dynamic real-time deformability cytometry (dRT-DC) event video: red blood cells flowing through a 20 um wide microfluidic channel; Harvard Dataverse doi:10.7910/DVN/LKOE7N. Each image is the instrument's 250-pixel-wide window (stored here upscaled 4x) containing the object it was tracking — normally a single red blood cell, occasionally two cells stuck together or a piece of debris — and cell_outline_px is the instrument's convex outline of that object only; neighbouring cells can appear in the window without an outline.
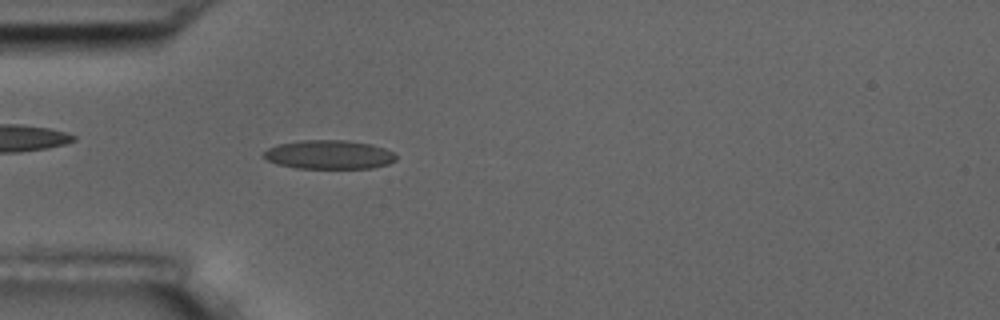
{"species": "common noctule bat (a hibernating species)", "species_latin": "Nyctalus noctula", "temperature_condition": "room temperature", "stored_images_in_passage": 55, "camera_frame_rate_fps": 3000, "um_per_image_px": 0.085, "animal": {"sex": "male", "body_mass_g": 17.5, "forearm_length_mm": 52.3}, "frame": {"image": 1, "passage_image": 16, "time_ms": 5.0, "image_size_px": [1000, 320], "cell_outline_px": [[396, 160], [388, 164], [372, 168], [296, 168], [276, 164], [268, 160], [264, 156], [264, 152], [268, 148], [276, 144], [300, 140], [348, 140], [372, 144], [384, 148], [392, 152], [396, 156]], "centroid_in_image_um": [27.96, 13.14], "position_along_channel_um": 57.0, "area_um2": 22.37}}
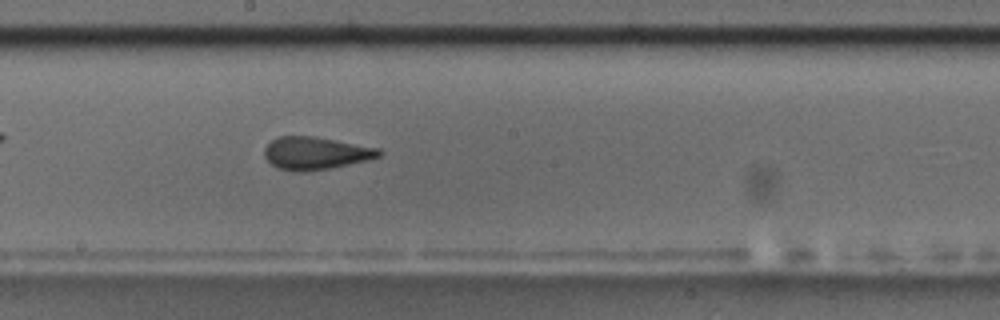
{"frame": {"image": 2, "passage_image": 30, "time_ms": 9.667, "image_size_px": [1000, 320], "cell_outline_px": [[384, 152], [380, 156], [368, 160], [332, 168], [308, 172], [296, 172], [276, 168], [264, 156], [264, 148], [276, 136], [312, 136], [380, 148]], "centroid_in_image_um": [26.83, 13.03], "position_along_channel_um": 221.4, "area_um2": 22.02}}
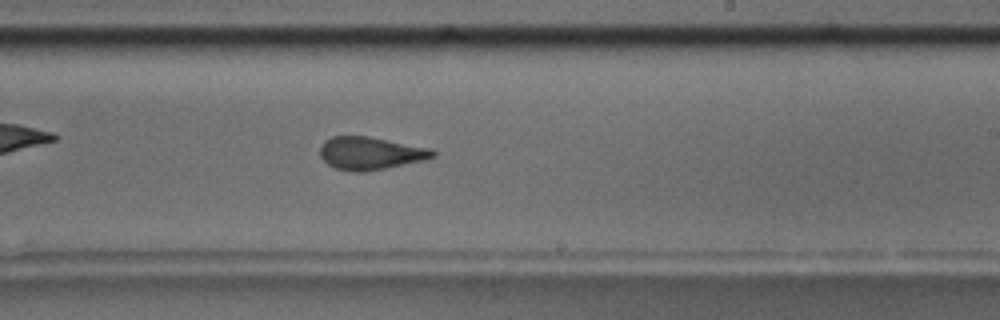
{"frame": {"image": 3, "passage_image": 33, "time_ms": 10.667, "image_size_px": [1000, 320], "cell_outline_px": [[436, 156], [424, 160], [364, 172], [352, 172], [336, 168], [328, 164], [320, 156], [320, 144], [324, 140], [332, 136], [368, 136], [432, 148], [436, 152]], "centroid_in_image_um": [31.48, 13.01], "position_along_channel_um": 257.5, "area_um2": 21.62}, "authors_computed_cell_mechanics": {"area_um2": 21.964, "velocity_mm_per_s": 3.6238, "shape_relaxation_time_tau1_ms": 7.7246, "shape_relaxation_time_tau2_ms": 1.4098, "deformation_change_tau1": 0.1729, "deformation_change_tau2": 0.0875}}